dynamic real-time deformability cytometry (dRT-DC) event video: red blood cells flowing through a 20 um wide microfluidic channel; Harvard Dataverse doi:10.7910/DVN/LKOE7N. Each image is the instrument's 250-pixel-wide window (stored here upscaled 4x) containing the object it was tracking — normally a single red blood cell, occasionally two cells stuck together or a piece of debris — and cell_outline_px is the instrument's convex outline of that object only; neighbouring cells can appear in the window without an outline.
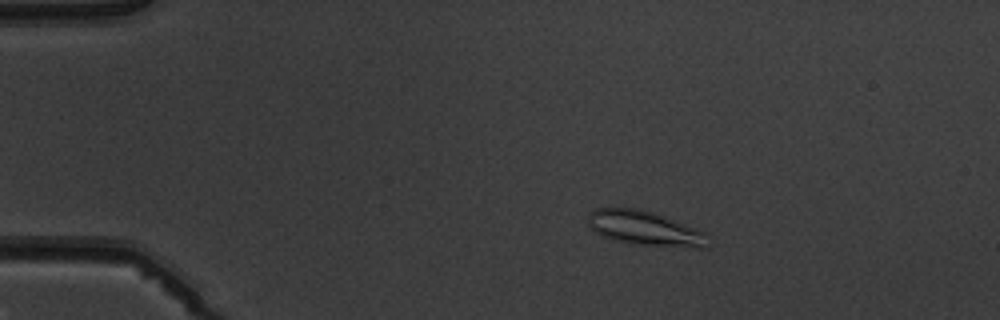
{"species": "common noctule bat (a hibernating species)", "species_latin": "Nyctalus noctula", "temperature_condition": "warm", "stored_images_in_passage": 7, "camera_frame_rate_fps": 3000, "um_per_image_px": 0.085, "animal": {"sex": "male", "body_mass_g": 19.5, "forearm_length_mm": 54.6}, "frame": {"image": 1, "passage_image": 4, "time_ms": 3.333, "image_size_px": [1000, 320], "cell_outline_px": [[708, 248], [696, 248], [640, 244], [612, 240], [588, 228], [588, 212], [596, 208], [640, 208], [664, 216], [696, 228], [704, 232], [708, 236]], "centroid_in_image_um": [54.8, 19.4], "position_along_channel_um": 30.2, "area_um2": 24.16}}
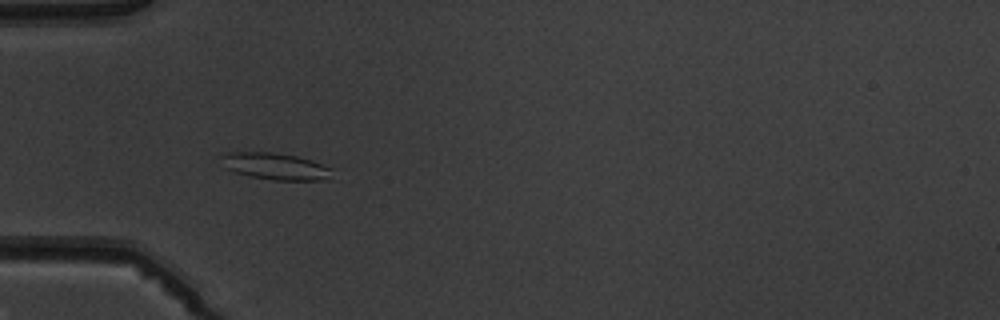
{"frame": {"image": 2, "passage_image": 6, "time_ms": 5.667, "image_size_px": [1000, 320], "cell_outline_px": [[332, 168], [320, 180], [272, 180], [252, 176], [236, 172], [224, 168], [220, 156], [228, 152], [272, 152], [296, 156], [312, 160]], "centroid_in_image_um": [23.31, 14.11], "position_along_channel_um": 61.7, "area_um2": 16.88}}
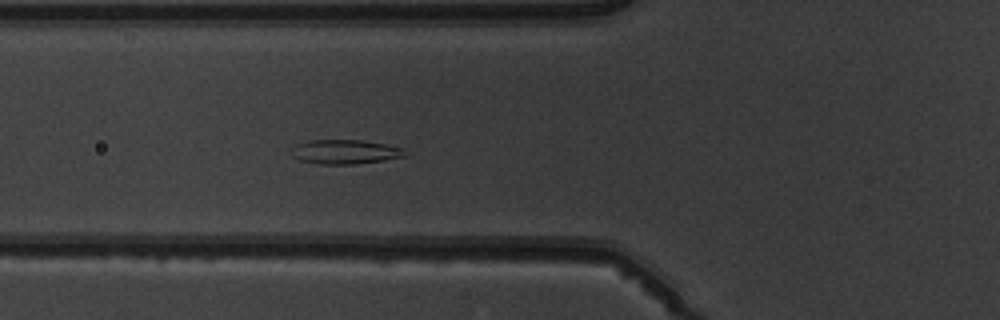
{"frame": {"image": 3, "passage_image": 7, "time_ms": 6.667, "image_size_px": [1000, 320], "cell_outline_px": [[408, 156], [384, 160], [352, 164], [320, 164], [300, 160], [292, 156], [292, 148], [296, 144], [308, 140], [360, 140], [384, 144], [404, 148]], "centroid_in_image_um": [29.34, 12.9], "position_along_channel_um": 96.5, "area_um2": 16.07}}